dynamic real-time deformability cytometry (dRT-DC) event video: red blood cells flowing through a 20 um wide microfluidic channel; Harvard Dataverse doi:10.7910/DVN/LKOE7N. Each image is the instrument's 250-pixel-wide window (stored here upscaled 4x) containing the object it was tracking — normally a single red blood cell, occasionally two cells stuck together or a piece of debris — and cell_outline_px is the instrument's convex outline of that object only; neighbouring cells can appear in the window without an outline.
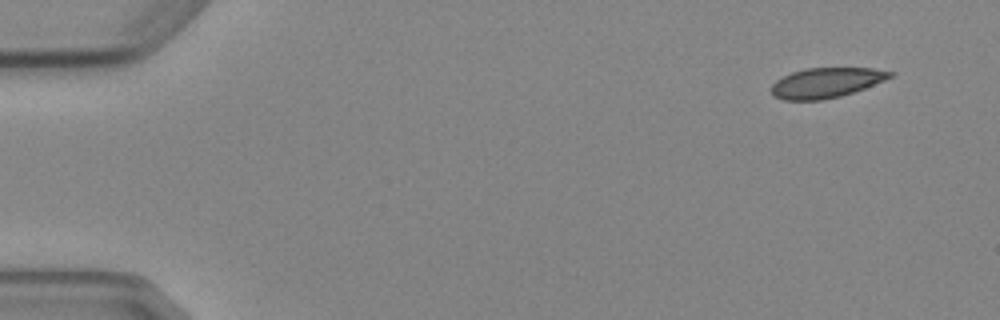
{"species": "Egyptian fruit bat (a non-hibernating species)", "species_latin": "Rousettus aegyptiacus", "temperature_condition": "cold", "stored_images_in_passage": 5, "camera_frame_rate_fps": 3000, "um_per_image_px": 0.085, "animal": {"sex": "female"}, "frame": {"image": 1, "passage_image": 1, "time_ms": 0.0, "image_size_px": [1000, 320], "cell_outline_px": [[896, 72], [892, 76], [884, 80], [864, 88], [840, 96], [820, 100], [784, 100], [772, 96], [768, 88], [776, 80], [792, 72], [808, 68], [872, 68]], "centroid_in_image_um": [70.17, 7.03], "position_along_channel_um": 14.8, "area_um2": 20.75}}
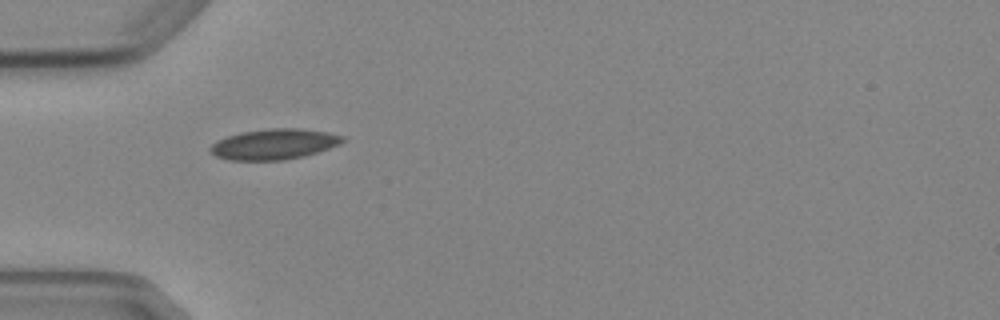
{"frame": {"image": 2, "passage_image": 4, "time_ms": 4.333, "image_size_px": [1000, 320], "cell_outline_px": [[344, 140], [340, 144], [304, 156], [284, 160], [228, 160], [216, 156], [208, 148], [216, 140], [228, 136], [244, 132], [268, 128], [300, 128], [328, 132], [344, 136]], "centroid_in_image_um": [23.29, 12.25], "position_along_channel_um": 61.7, "area_um2": 23.47}}
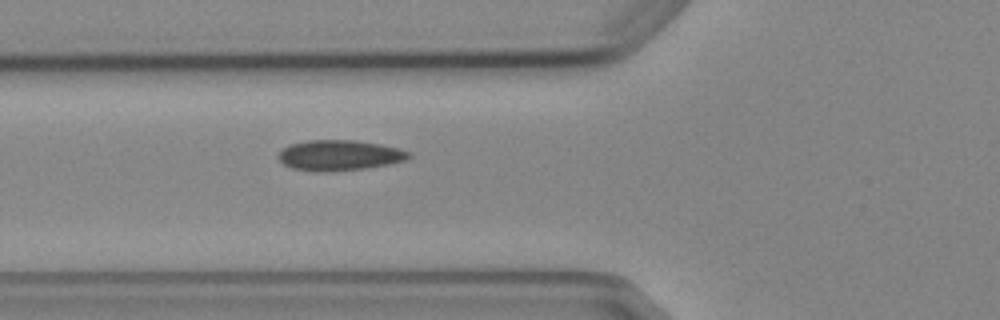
{"frame": {"image": 3, "passage_image": 5, "time_ms": 5.333, "image_size_px": [1000, 320], "cell_outline_px": [[412, 156], [408, 160], [368, 168], [324, 172], [312, 172], [292, 168], [284, 164], [280, 160], [280, 152], [288, 144], [308, 140], [356, 140], [380, 144], [400, 148], [412, 152]], "centroid_in_image_um": [28.9, 13.2], "position_along_channel_um": 96.9, "area_um2": 23.41}}